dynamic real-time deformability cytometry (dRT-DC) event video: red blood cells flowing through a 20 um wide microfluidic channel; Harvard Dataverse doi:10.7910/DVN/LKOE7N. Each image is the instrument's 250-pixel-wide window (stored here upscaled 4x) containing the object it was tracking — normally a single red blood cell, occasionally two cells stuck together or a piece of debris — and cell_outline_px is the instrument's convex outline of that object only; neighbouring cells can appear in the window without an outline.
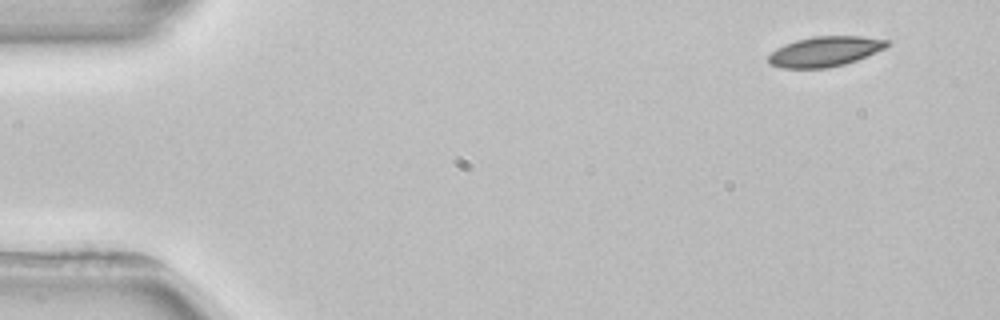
{"species": "common noctule bat (a hibernating species)", "species_latin": "Nyctalus noctula", "temperature_condition": "room temperature", "stored_images_in_passage": 5, "camera_frame_rate_fps": 3000, "um_per_image_px": 0.085, "animal": {"sex": "female", "body_mass_g": 22.7, "forearm_length_mm": 54.2}, "frame": {"image": 1, "passage_image": 1, "time_ms": 0.0, "image_size_px": [1000, 320], "cell_outline_px": [[892, 44], [876, 52], [856, 60], [844, 64], [828, 68], [780, 68], [768, 64], [768, 56], [776, 48], [784, 44], [796, 40], [816, 36], [860, 36], [892, 40]], "centroid_in_image_um": [70.12, 4.37], "position_along_channel_um": 14.9, "area_um2": 20.92}}